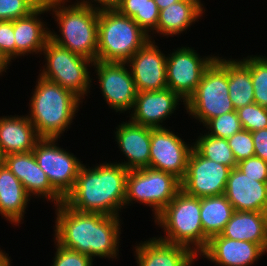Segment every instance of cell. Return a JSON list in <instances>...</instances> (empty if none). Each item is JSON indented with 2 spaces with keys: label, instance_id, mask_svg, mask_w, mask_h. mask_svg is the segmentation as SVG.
<instances>
[{
  "label": "cell",
  "instance_id": "19",
  "mask_svg": "<svg viewBox=\"0 0 267 266\" xmlns=\"http://www.w3.org/2000/svg\"><path fill=\"white\" fill-rule=\"evenodd\" d=\"M224 195L235 211L267 213V183L246 176L237 167L230 171Z\"/></svg>",
  "mask_w": 267,
  "mask_h": 266
},
{
  "label": "cell",
  "instance_id": "35",
  "mask_svg": "<svg viewBox=\"0 0 267 266\" xmlns=\"http://www.w3.org/2000/svg\"><path fill=\"white\" fill-rule=\"evenodd\" d=\"M55 257H53L51 266H93V260L86 254L64 248L55 240Z\"/></svg>",
  "mask_w": 267,
  "mask_h": 266
},
{
  "label": "cell",
  "instance_id": "28",
  "mask_svg": "<svg viewBox=\"0 0 267 266\" xmlns=\"http://www.w3.org/2000/svg\"><path fill=\"white\" fill-rule=\"evenodd\" d=\"M234 211L224 194L201 198L200 217L203 232L209 238L220 234Z\"/></svg>",
  "mask_w": 267,
  "mask_h": 266
},
{
  "label": "cell",
  "instance_id": "11",
  "mask_svg": "<svg viewBox=\"0 0 267 266\" xmlns=\"http://www.w3.org/2000/svg\"><path fill=\"white\" fill-rule=\"evenodd\" d=\"M176 49L167 55V87L186 102L195 93L205 69L216 56L202 57L194 48L187 46Z\"/></svg>",
  "mask_w": 267,
  "mask_h": 266
},
{
  "label": "cell",
  "instance_id": "37",
  "mask_svg": "<svg viewBox=\"0 0 267 266\" xmlns=\"http://www.w3.org/2000/svg\"><path fill=\"white\" fill-rule=\"evenodd\" d=\"M0 55L9 65L16 58L14 21H0Z\"/></svg>",
  "mask_w": 267,
  "mask_h": 266
},
{
  "label": "cell",
  "instance_id": "25",
  "mask_svg": "<svg viewBox=\"0 0 267 266\" xmlns=\"http://www.w3.org/2000/svg\"><path fill=\"white\" fill-rule=\"evenodd\" d=\"M220 234L232 240L257 243L267 252V213L234 211Z\"/></svg>",
  "mask_w": 267,
  "mask_h": 266
},
{
  "label": "cell",
  "instance_id": "24",
  "mask_svg": "<svg viewBox=\"0 0 267 266\" xmlns=\"http://www.w3.org/2000/svg\"><path fill=\"white\" fill-rule=\"evenodd\" d=\"M32 198L25 191L20 180L5 163L0 164V214L13 225L24 220L26 209Z\"/></svg>",
  "mask_w": 267,
  "mask_h": 266
},
{
  "label": "cell",
  "instance_id": "20",
  "mask_svg": "<svg viewBox=\"0 0 267 266\" xmlns=\"http://www.w3.org/2000/svg\"><path fill=\"white\" fill-rule=\"evenodd\" d=\"M114 131L115 141L126 161L117 162L127 170L149 167L151 128L137 125L128 120L119 124Z\"/></svg>",
  "mask_w": 267,
  "mask_h": 266
},
{
  "label": "cell",
  "instance_id": "40",
  "mask_svg": "<svg viewBox=\"0 0 267 266\" xmlns=\"http://www.w3.org/2000/svg\"><path fill=\"white\" fill-rule=\"evenodd\" d=\"M76 1L77 2L76 3L74 2V5H79V6H92V7L100 8L101 9V8L114 7L116 5V1L117 0H79V1L76 0Z\"/></svg>",
  "mask_w": 267,
  "mask_h": 266
},
{
  "label": "cell",
  "instance_id": "43",
  "mask_svg": "<svg viewBox=\"0 0 267 266\" xmlns=\"http://www.w3.org/2000/svg\"><path fill=\"white\" fill-rule=\"evenodd\" d=\"M179 0H154L157 4L159 11L167 8L169 5L178 2Z\"/></svg>",
  "mask_w": 267,
  "mask_h": 266
},
{
  "label": "cell",
  "instance_id": "42",
  "mask_svg": "<svg viewBox=\"0 0 267 266\" xmlns=\"http://www.w3.org/2000/svg\"><path fill=\"white\" fill-rule=\"evenodd\" d=\"M11 257L6 252L0 250V266H11Z\"/></svg>",
  "mask_w": 267,
  "mask_h": 266
},
{
  "label": "cell",
  "instance_id": "22",
  "mask_svg": "<svg viewBox=\"0 0 267 266\" xmlns=\"http://www.w3.org/2000/svg\"><path fill=\"white\" fill-rule=\"evenodd\" d=\"M45 12H49L48 9L35 8L27 16L14 20L16 58L28 56V54H41L50 38L48 24L40 19L41 14Z\"/></svg>",
  "mask_w": 267,
  "mask_h": 266
},
{
  "label": "cell",
  "instance_id": "6",
  "mask_svg": "<svg viewBox=\"0 0 267 266\" xmlns=\"http://www.w3.org/2000/svg\"><path fill=\"white\" fill-rule=\"evenodd\" d=\"M60 34L50 30V39L71 52L96 61L99 8L62 4L50 8Z\"/></svg>",
  "mask_w": 267,
  "mask_h": 266
},
{
  "label": "cell",
  "instance_id": "44",
  "mask_svg": "<svg viewBox=\"0 0 267 266\" xmlns=\"http://www.w3.org/2000/svg\"><path fill=\"white\" fill-rule=\"evenodd\" d=\"M11 66L9 65L0 55V76H2L3 72H6L8 67Z\"/></svg>",
  "mask_w": 267,
  "mask_h": 266
},
{
  "label": "cell",
  "instance_id": "31",
  "mask_svg": "<svg viewBox=\"0 0 267 266\" xmlns=\"http://www.w3.org/2000/svg\"><path fill=\"white\" fill-rule=\"evenodd\" d=\"M249 56L255 103L267 108V57L263 55Z\"/></svg>",
  "mask_w": 267,
  "mask_h": 266
},
{
  "label": "cell",
  "instance_id": "1",
  "mask_svg": "<svg viewBox=\"0 0 267 266\" xmlns=\"http://www.w3.org/2000/svg\"><path fill=\"white\" fill-rule=\"evenodd\" d=\"M55 241L64 248L96 257L117 259L121 233V218L101 213L79 212L64 201L54 206ZM121 227V228H120Z\"/></svg>",
  "mask_w": 267,
  "mask_h": 266
},
{
  "label": "cell",
  "instance_id": "10",
  "mask_svg": "<svg viewBox=\"0 0 267 266\" xmlns=\"http://www.w3.org/2000/svg\"><path fill=\"white\" fill-rule=\"evenodd\" d=\"M58 140L59 138H40L32 151L51 186L65 198L75 186L83 161L59 147Z\"/></svg>",
  "mask_w": 267,
  "mask_h": 266
},
{
  "label": "cell",
  "instance_id": "29",
  "mask_svg": "<svg viewBox=\"0 0 267 266\" xmlns=\"http://www.w3.org/2000/svg\"><path fill=\"white\" fill-rule=\"evenodd\" d=\"M114 8L132 18L154 40L151 35L157 33L160 12L154 0H117Z\"/></svg>",
  "mask_w": 267,
  "mask_h": 266
},
{
  "label": "cell",
  "instance_id": "14",
  "mask_svg": "<svg viewBox=\"0 0 267 266\" xmlns=\"http://www.w3.org/2000/svg\"><path fill=\"white\" fill-rule=\"evenodd\" d=\"M167 128H151L149 167L172 174L182 181L193 145Z\"/></svg>",
  "mask_w": 267,
  "mask_h": 266
},
{
  "label": "cell",
  "instance_id": "27",
  "mask_svg": "<svg viewBox=\"0 0 267 266\" xmlns=\"http://www.w3.org/2000/svg\"><path fill=\"white\" fill-rule=\"evenodd\" d=\"M227 73L229 98L235 110L255 103L249 55L243 59H227Z\"/></svg>",
  "mask_w": 267,
  "mask_h": 266
},
{
  "label": "cell",
  "instance_id": "33",
  "mask_svg": "<svg viewBox=\"0 0 267 266\" xmlns=\"http://www.w3.org/2000/svg\"><path fill=\"white\" fill-rule=\"evenodd\" d=\"M236 111L243 129L255 132L267 128V108L253 103L240 107Z\"/></svg>",
  "mask_w": 267,
  "mask_h": 266
},
{
  "label": "cell",
  "instance_id": "18",
  "mask_svg": "<svg viewBox=\"0 0 267 266\" xmlns=\"http://www.w3.org/2000/svg\"><path fill=\"white\" fill-rule=\"evenodd\" d=\"M265 253L267 252L257 243L232 240L218 234L209 239L200 257L207 258L218 266H252Z\"/></svg>",
  "mask_w": 267,
  "mask_h": 266
},
{
  "label": "cell",
  "instance_id": "17",
  "mask_svg": "<svg viewBox=\"0 0 267 266\" xmlns=\"http://www.w3.org/2000/svg\"><path fill=\"white\" fill-rule=\"evenodd\" d=\"M4 163L20 180L27 194L38 199L53 202L54 206L62 203L64 198L51 186L46 173L39 167L31 152L14 153L4 156Z\"/></svg>",
  "mask_w": 267,
  "mask_h": 266
},
{
  "label": "cell",
  "instance_id": "4",
  "mask_svg": "<svg viewBox=\"0 0 267 266\" xmlns=\"http://www.w3.org/2000/svg\"><path fill=\"white\" fill-rule=\"evenodd\" d=\"M200 210L201 198L180 190L154 220L165 232V236L157 238L166 243L185 246L199 258L210 239L203 232Z\"/></svg>",
  "mask_w": 267,
  "mask_h": 266
},
{
  "label": "cell",
  "instance_id": "3",
  "mask_svg": "<svg viewBox=\"0 0 267 266\" xmlns=\"http://www.w3.org/2000/svg\"><path fill=\"white\" fill-rule=\"evenodd\" d=\"M37 79L29 100L30 114L27 117L40 138L60 139L65 130L70 128L83 101L55 82L41 76Z\"/></svg>",
  "mask_w": 267,
  "mask_h": 266
},
{
  "label": "cell",
  "instance_id": "5",
  "mask_svg": "<svg viewBox=\"0 0 267 266\" xmlns=\"http://www.w3.org/2000/svg\"><path fill=\"white\" fill-rule=\"evenodd\" d=\"M96 60L127 62L149 40V35L130 17L114 7L99 8Z\"/></svg>",
  "mask_w": 267,
  "mask_h": 266
},
{
  "label": "cell",
  "instance_id": "32",
  "mask_svg": "<svg viewBox=\"0 0 267 266\" xmlns=\"http://www.w3.org/2000/svg\"><path fill=\"white\" fill-rule=\"evenodd\" d=\"M203 127L207 129V134L224 139H228L243 129L237 111L225 113L210 119Z\"/></svg>",
  "mask_w": 267,
  "mask_h": 266
},
{
  "label": "cell",
  "instance_id": "30",
  "mask_svg": "<svg viewBox=\"0 0 267 266\" xmlns=\"http://www.w3.org/2000/svg\"><path fill=\"white\" fill-rule=\"evenodd\" d=\"M191 144L201 156L226 165L231 169L237 167V162L227 139L211 136L207 132L203 135L202 132Z\"/></svg>",
  "mask_w": 267,
  "mask_h": 266
},
{
  "label": "cell",
  "instance_id": "15",
  "mask_svg": "<svg viewBox=\"0 0 267 266\" xmlns=\"http://www.w3.org/2000/svg\"><path fill=\"white\" fill-rule=\"evenodd\" d=\"M167 55L159 49L155 40H149L126 62L135 82L137 92L167 88Z\"/></svg>",
  "mask_w": 267,
  "mask_h": 266
},
{
  "label": "cell",
  "instance_id": "13",
  "mask_svg": "<svg viewBox=\"0 0 267 266\" xmlns=\"http://www.w3.org/2000/svg\"><path fill=\"white\" fill-rule=\"evenodd\" d=\"M230 171V167L209 160L192 148L181 190L199 198L223 195Z\"/></svg>",
  "mask_w": 267,
  "mask_h": 266
},
{
  "label": "cell",
  "instance_id": "26",
  "mask_svg": "<svg viewBox=\"0 0 267 266\" xmlns=\"http://www.w3.org/2000/svg\"><path fill=\"white\" fill-rule=\"evenodd\" d=\"M202 14L204 15L195 4L179 0L160 10L157 34L162 35V37L179 35L189 29L195 22H198V19L203 16Z\"/></svg>",
  "mask_w": 267,
  "mask_h": 266
},
{
  "label": "cell",
  "instance_id": "7",
  "mask_svg": "<svg viewBox=\"0 0 267 266\" xmlns=\"http://www.w3.org/2000/svg\"><path fill=\"white\" fill-rule=\"evenodd\" d=\"M185 109L203 126L210 119L236 111L229 98L227 58L216 56L205 69L195 93L186 101Z\"/></svg>",
  "mask_w": 267,
  "mask_h": 266
},
{
  "label": "cell",
  "instance_id": "12",
  "mask_svg": "<svg viewBox=\"0 0 267 266\" xmlns=\"http://www.w3.org/2000/svg\"><path fill=\"white\" fill-rule=\"evenodd\" d=\"M92 67L99 79L100 92L110 109L124 114L131 111L137 90L127 63L96 60Z\"/></svg>",
  "mask_w": 267,
  "mask_h": 266
},
{
  "label": "cell",
  "instance_id": "41",
  "mask_svg": "<svg viewBox=\"0 0 267 266\" xmlns=\"http://www.w3.org/2000/svg\"><path fill=\"white\" fill-rule=\"evenodd\" d=\"M35 8L50 9L58 5L69 3V0H29ZM66 2V3H65Z\"/></svg>",
  "mask_w": 267,
  "mask_h": 266
},
{
  "label": "cell",
  "instance_id": "8",
  "mask_svg": "<svg viewBox=\"0 0 267 266\" xmlns=\"http://www.w3.org/2000/svg\"><path fill=\"white\" fill-rule=\"evenodd\" d=\"M41 54H44L43 58L47 63L40 69L39 76L69 89L81 100L88 96L94 80L90 77L92 60L71 52L50 38Z\"/></svg>",
  "mask_w": 267,
  "mask_h": 266
},
{
  "label": "cell",
  "instance_id": "38",
  "mask_svg": "<svg viewBox=\"0 0 267 266\" xmlns=\"http://www.w3.org/2000/svg\"><path fill=\"white\" fill-rule=\"evenodd\" d=\"M237 168L251 178H259V182L267 183V162L253 156L237 163Z\"/></svg>",
  "mask_w": 267,
  "mask_h": 266
},
{
  "label": "cell",
  "instance_id": "9",
  "mask_svg": "<svg viewBox=\"0 0 267 266\" xmlns=\"http://www.w3.org/2000/svg\"><path fill=\"white\" fill-rule=\"evenodd\" d=\"M181 190L174 175L150 167L129 170L126 177L125 208L133 202L152 208L154 219Z\"/></svg>",
  "mask_w": 267,
  "mask_h": 266
},
{
  "label": "cell",
  "instance_id": "45",
  "mask_svg": "<svg viewBox=\"0 0 267 266\" xmlns=\"http://www.w3.org/2000/svg\"><path fill=\"white\" fill-rule=\"evenodd\" d=\"M184 1H188L190 3L195 4L203 13L206 11L204 8V3L201 2V0H184Z\"/></svg>",
  "mask_w": 267,
  "mask_h": 266
},
{
  "label": "cell",
  "instance_id": "16",
  "mask_svg": "<svg viewBox=\"0 0 267 266\" xmlns=\"http://www.w3.org/2000/svg\"><path fill=\"white\" fill-rule=\"evenodd\" d=\"M168 87L162 90L137 92L129 121L150 128H165L163 122L186 102ZM178 105V106H177Z\"/></svg>",
  "mask_w": 267,
  "mask_h": 266
},
{
  "label": "cell",
  "instance_id": "39",
  "mask_svg": "<svg viewBox=\"0 0 267 266\" xmlns=\"http://www.w3.org/2000/svg\"><path fill=\"white\" fill-rule=\"evenodd\" d=\"M255 156L267 162V128L252 132Z\"/></svg>",
  "mask_w": 267,
  "mask_h": 266
},
{
  "label": "cell",
  "instance_id": "2",
  "mask_svg": "<svg viewBox=\"0 0 267 266\" xmlns=\"http://www.w3.org/2000/svg\"><path fill=\"white\" fill-rule=\"evenodd\" d=\"M129 170L110 161L93 167L82 164L73 190L64 202L79 212L119 216L125 207L126 177Z\"/></svg>",
  "mask_w": 267,
  "mask_h": 266
},
{
  "label": "cell",
  "instance_id": "23",
  "mask_svg": "<svg viewBox=\"0 0 267 266\" xmlns=\"http://www.w3.org/2000/svg\"><path fill=\"white\" fill-rule=\"evenodd\" d=\"M39 139L27 114L0 117V150L4 156L31 152Z\"/></svg>",
  "mask_w": 267,
  "mask_h": 266
},
{
  "label": "cell",
  "instance_id": "36",
  "mask_svg": "<svg viewBox=\"0 0 267 266\" xmlns=\"http://www.w3.org/2000/svg\"><path fill=\"white\" fill-rule=\"evenodd\" d=\"M34 9L29 0H0V21H14L27 16Z\"/></svg>",
  "mask_w": 267,
  "mask_h": 266
},
{
  "label": "cell",
  "instance_id": "34",
  "mask_svg": "<svg viewBox=\"0 0 267 266\" xmlns=\"http://www.w3.org/2000/svg\"><path fill=\"white\" fill-rule=\"evenodd\" d=\"M236 162L255 156L252 132L242 129L227 139Z\"/></svg>",
  "mask_w": 267,
  "mask_h": 266
},
{
  "label": "cell",
  "instance_id": "21",
  "mask_svg": "<svg viewBox=\"0 0 267 266\" xmlns=\"http://www.w3.org/2000/svg\"><path fill=\"white\" fill-rule=\"evenodd\" d=\"M136 245L134 255L138 266H192L194 260H198L189 248L166 243L156 237Z\"/></svg>",
  "mask_w": 267,
  "mask_h": 266
},
{
  "label": "cell",
  "instance_id": "46",
  "mask_svg": "<svg viewBox=\"0 0 267 266\" xmlns=\"http://www.w3.org/2000/svg\"><path fill=\"white\" fill-rule=\"evenodd\" d=\"M4 162V155L2 154L0 150V164Z\"/></svg>",
  "mask_w": 267,
  "mask_h": 266
}]
</instances>
